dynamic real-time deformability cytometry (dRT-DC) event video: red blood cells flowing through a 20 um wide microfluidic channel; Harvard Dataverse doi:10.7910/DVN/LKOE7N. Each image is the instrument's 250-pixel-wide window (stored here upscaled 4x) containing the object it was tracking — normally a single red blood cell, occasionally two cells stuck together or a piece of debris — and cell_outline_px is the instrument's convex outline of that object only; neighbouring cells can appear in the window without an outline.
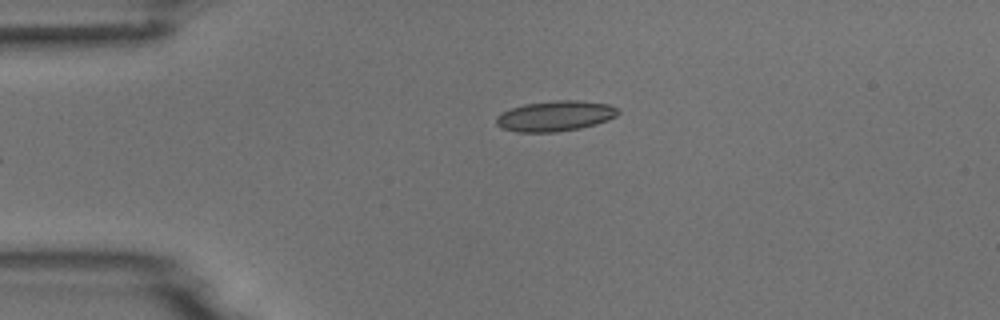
{"species": "common noctule bat (a hibernating species)", "species_latin": "Nyctalus noctula", "temperature_condition": "room temperature", "stored_images_in_passage": 3, "camera_frame_rate_fps": 3000, "um_per_image_px": 0.085, "animal": {"sex": "male", "body_mass_g": 18.8}, "frame": {"image": 1, "passage_image": 1, "time_ms": 0.0, "image_size_px": [1000, 320], "cell_outline_px": [[620, 112], [616, 116], [608, 120], [596, 124], [580, 128], [556, 132], [516, 132], [504, 128], [496, 124], [496, 116], [500, 112], [524, 104], [556, 100], [576, 100], [608, 104], [616, 108]], "centroid_in_image_um": [47.18, 9.86], "position_along_channel_um": 37.8, "area_um2": 21.56}}